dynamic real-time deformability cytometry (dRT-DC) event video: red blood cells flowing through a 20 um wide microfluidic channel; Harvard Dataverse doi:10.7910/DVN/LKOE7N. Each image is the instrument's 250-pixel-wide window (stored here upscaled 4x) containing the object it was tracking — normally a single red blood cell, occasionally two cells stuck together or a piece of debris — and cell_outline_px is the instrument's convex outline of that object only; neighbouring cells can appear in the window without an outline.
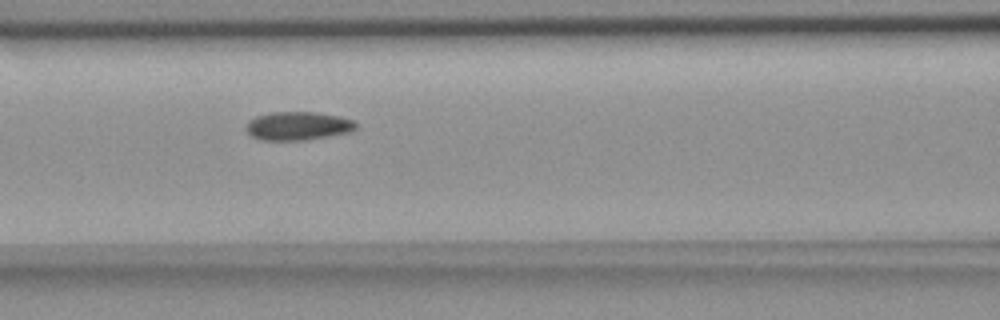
{"species": "common noctule bat (a hibernating species)", "species_latin": "Nyctalus noctula", "temperature_condition": "room temperature", "stored_images_in_passage": 9, "camera_frame_rate_fps": 3000, "um_per_image_px": 0.085, "animal": {"sex": "female", "body_mass_g": 18.4}, "frame": {"image": 1, "passage_image": 6, "time_ms": 6.0, "image_size_px": [1000, 320], "cell_outline_px": [[356, 128], [352, 132], [332, 136], [304, 140], [260, 140], [252, 136], [244, 128], [248, 120], [256, 116], [272, 112], [316, 112], [340, 116], [352, 120], [356, 124]], "centroid_in_image_um": [25.32, 10.71], "position_along_channel_um": 141.3, "area_um2": 18.44}}
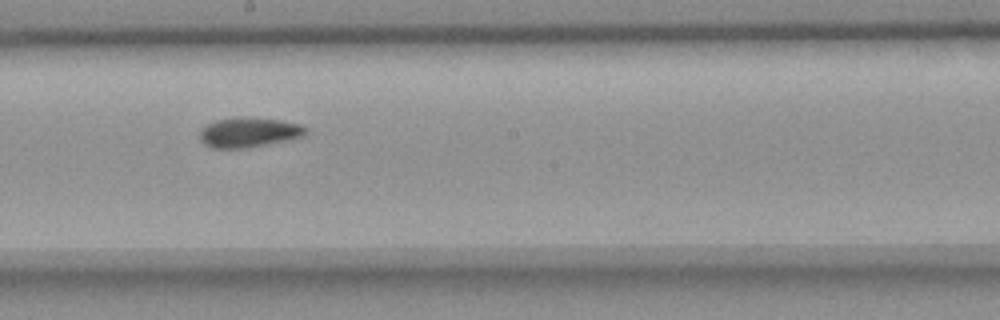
{"frame": {"image": 2, "passage_image": 8, "time_ms": 8.333, "image_size_px": [1000, 320], "cell_outline_px": [[308, 132], [304, 136], [288, 140], [248, 148], [212, 148], [204, 144], [200, 140], [200, 128], [204, 124], [216, 120], [240, 116], [248, 116], [280, 120], [300, 124], [308, 128]], "centroid_in_image_um": [21.14, 11.24], "position_along_channel_um": 227.1, "area_um2": 18.9}}
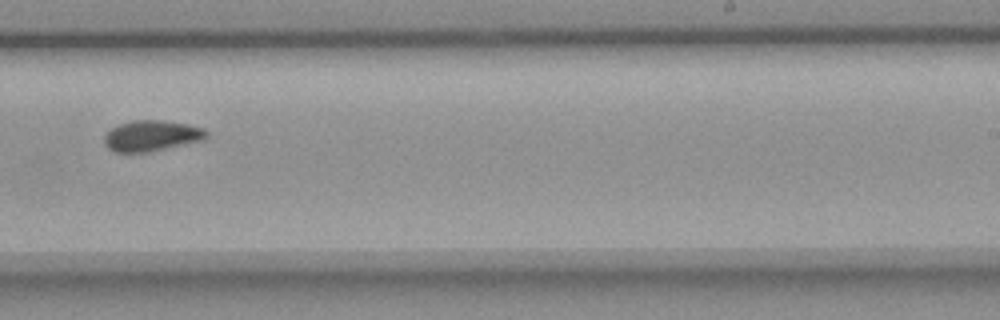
{"frame": {"image": 3, "passage_image": 9, "time_ms": 9.667, "image_size_px": [1000, 320], "cell_outline_px": [[208, 136], [204, 140], [144, 152], [116, 152], [108, 148], [104, 144], [104, 136], [112, 128], [120, 124], [132, 120], [164, 120], [188, 124], [204, 128], [208, 132]], "centroid_in_image_um": [12.9, 11.52], "position_along_channel_um": 276.1, "area_um2": 18.21}}